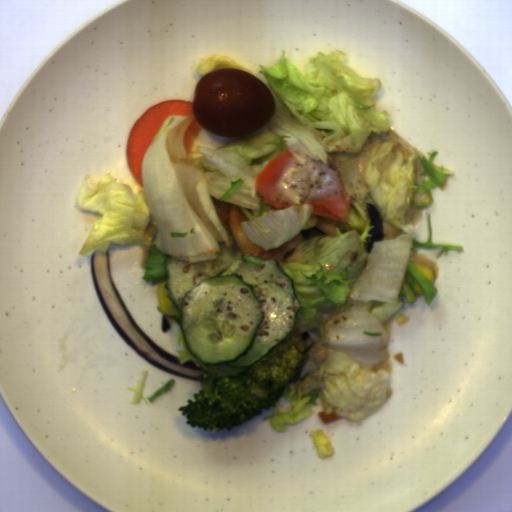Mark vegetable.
<instances>
[{"label":"vegetable","instance_id":"1","mask_svg":"<svg viewBox=\"0 0 512 512\" xmlns=\"http://www.w3.org/2000/svg\"><path fill=\"white\" fill-rule=\"evenodd\" d=\"M346 58L317 51L303 74L282 48L255 76L275 102L270 122L219 148L195 139L186 154L184 133L196 118L169 115L145 151L142 186L133 193L111 172L97 182L87 174L75 202L102 215L79 256L139 242L143 278L153 288L168 278L167 258L219 259L218 242L273 258L293 278L300 309L285 340H302L308 356L263 418L277 432L314 414L320 394L325 417L362 423L379 411L393 394L391 372L371 371L388 357L384 324L410 322L399 311L405 300L417 302L415 285L427 307L439 291L411 252L441 248L437 260L465 249L433 243L431 212L426 241L415 238L432 188L457 173L435 163L440 150L426 156L393 129V115L376 109L382 80L361 77ZM286 149L295 158L271 198L291 205L276 208L260 198L255 179ZM341 194L350 199L344 224L310 215L309 202Z\"/></svg>","mask_w":512,"mask_h":512},{"label":"vegetable","instance_id":"2","mask_svg":"<svg viewBox=\"0 0 512 512\" xmlns=\"http://www.w3.org/2000/svg\"><path fill=\"white\" fill-rule=\"evenodd\" d=\"M220 68H239L241 70L254 74L249 68L239 64L238 62L228 57L217 55L215 53L206 59H200L195 68V72L199 73L204 77L208 73L218 70Z\"/></svg>","mask_w":512,"mask_h":512}]
</instances>
